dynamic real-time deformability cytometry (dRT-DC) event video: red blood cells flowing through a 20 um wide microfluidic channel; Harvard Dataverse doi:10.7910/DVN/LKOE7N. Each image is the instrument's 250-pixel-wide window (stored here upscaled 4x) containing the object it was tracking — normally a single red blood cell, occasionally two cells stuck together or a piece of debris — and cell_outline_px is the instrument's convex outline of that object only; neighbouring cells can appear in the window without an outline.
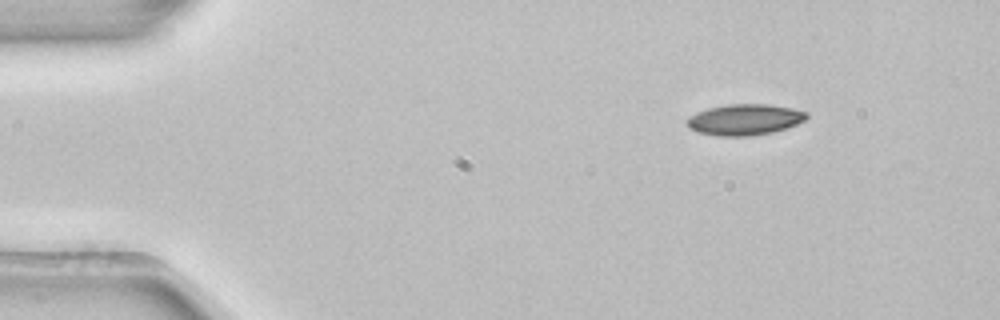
{"species": "common noctule bat (a hibernating species)", "species_latin": "Nyctalus noctula", "temperature_condition": "room temperature", "stored_images_in_passage": 5, "camera_frame_rate_fps": 3000, "um_per_image_px": 0.085, "animal": {"sex": "female", "body_mass_g": 22.7, "forearm_length_mm": 54.2}, "frame": {"image": 1, "passage_image": 5, "time_ms": 1.333, "image_size_px": [1000, 320], "cell_outline_px": [[808, 116], [804, 120], [788, 128], [772, 132], [748, 136], [720, 136], [700, 132], [688, 128], [684, 120], [688, 116], [696, 112], [708, 108], [728, 104], [768, 104], [792, 108], [808, 112]], "centroid_in_image_um": [63.27, 10.16], "position_along_channel_um": 21.7, "area_um2": 21.73}}